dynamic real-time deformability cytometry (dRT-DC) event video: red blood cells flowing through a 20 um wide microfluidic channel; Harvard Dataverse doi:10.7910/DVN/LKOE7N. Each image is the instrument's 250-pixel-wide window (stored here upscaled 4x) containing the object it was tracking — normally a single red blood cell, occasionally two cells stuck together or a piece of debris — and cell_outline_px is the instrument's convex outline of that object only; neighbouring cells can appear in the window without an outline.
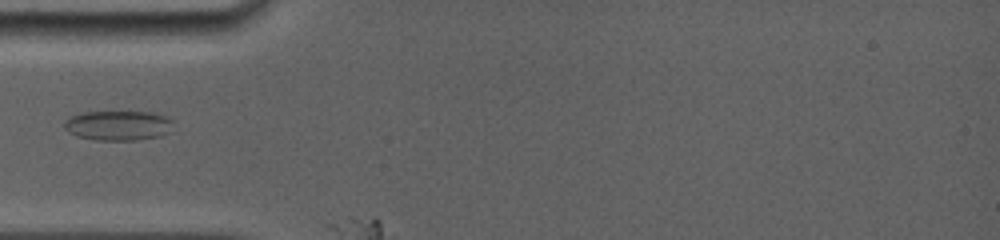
{"species": "common noctule bat (a hibernating species)", "species_latin": "Nyctalus noctula", "temperature_condition": "room temperature", "stored_images_in_passage": 2, "camera_frame_rate_fps": 5000, "um_per_image_px": 0.085, "animal": {"sex": "female", "body_mass_g": 19.0, "forearm_length_mm": 56.7}, "frame": {"image": 1, "passage_image": 1, "time_ms": 0.0, "image_size_px": [1000, 240], "cell_outline_px": [[172, 120], [168, 132], [160, 136], [136, 140], [96, 140], [76, 136], [68, 132], [64, 128], [64, 120], [80, 112], [152, 112], [164, 116]], "centroid_in_image_um": [9.99, 10.67], "position_along_channel_um": 75.0, "area_um2": 18.84}}